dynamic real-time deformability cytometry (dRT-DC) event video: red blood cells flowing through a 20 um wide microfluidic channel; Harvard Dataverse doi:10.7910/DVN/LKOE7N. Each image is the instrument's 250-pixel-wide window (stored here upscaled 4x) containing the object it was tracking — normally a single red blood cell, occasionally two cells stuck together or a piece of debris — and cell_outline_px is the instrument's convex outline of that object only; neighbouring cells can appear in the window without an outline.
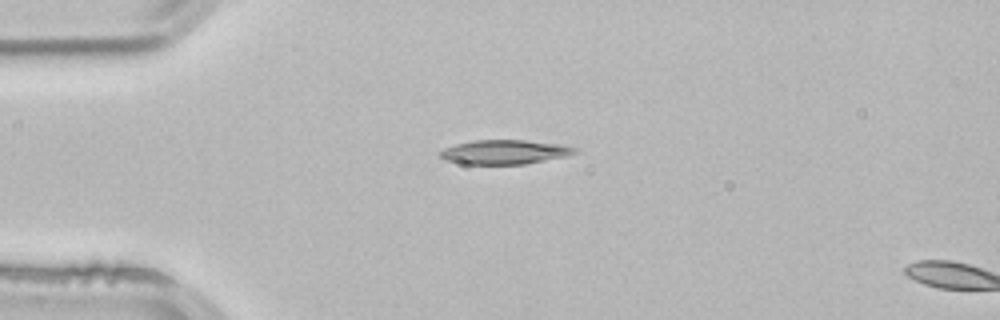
{"species": "common noctule bat (a hibernating species)", "species_latin": "Nyctalus noctula", "temperature_condition": "room temperature", "stored_images_in_passage": 2, "segment_of_instrument_passage": [1, 2], "camera_frame_rate_fps": 3000, "um_per_image_px": 0.085, "animal": {"sex": "male", "body_mass_g": 21.5, "forearm_length_mm": 52.0}, "frame": {"image": 1, "passage_image": 1, "time_ms": 0.0, "image_size_px": [1000, 320], "cell_outline_px": [[580, 152], [568, 156], [524, 164], [464, 164], [444, 160], [440, 156], [440, 152], [444, 148], [456, 144], [476, 140], [524, 140], [560, 144], [576, 148]], "centroid_in_image_um": [42.92, 12.92], "position_along_channel_um": 42.1, "area_um2": 19.07}}